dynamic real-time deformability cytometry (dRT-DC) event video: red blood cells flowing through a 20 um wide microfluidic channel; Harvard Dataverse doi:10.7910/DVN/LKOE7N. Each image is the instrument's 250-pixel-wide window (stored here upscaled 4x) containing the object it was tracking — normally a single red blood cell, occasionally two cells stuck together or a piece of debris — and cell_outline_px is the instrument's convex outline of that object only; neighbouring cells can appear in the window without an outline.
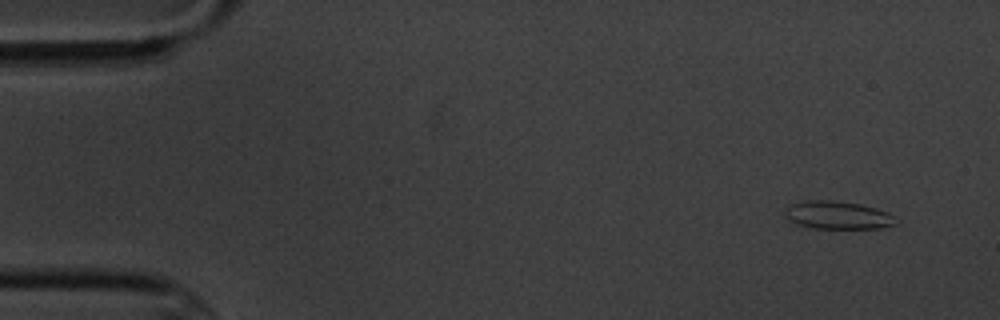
{"species": "common noctule bat (a hibernating species)", "species_latin": "Nyctalus noctula", "temperature_condition": "cold", "stored_images_in_passage": 7, "camera_frame_rate_fps": 3000, "um_per_image_px": 0.085, "animal": {"sex": "male", "body_mass_g": 20.1, "forearm_length_mm": 53.5}, "frame": {"image": 1, "passage_image": 1, "time_ms": 0.0, "image_size_px": [1000, 320], "cell_outline_px": [[900, 220], [896, 224], [880, 228], [812, 228], [796, 224], [788, 220], [784, 212], [788, 204], [808, 200], [832, 200], [860, 204], [876, 208], [888, 212]], "centroid_in_image_um": [71.21, 18.28], "position_along_channel_um": 13.8, "area_um2": 18.26}}
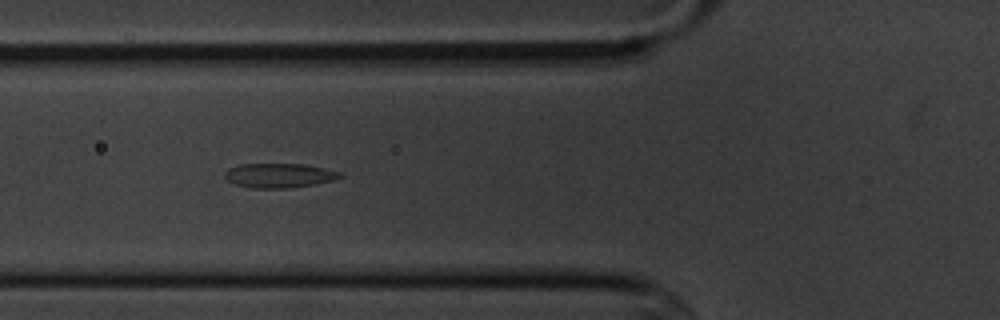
{"frame": {"image": 2, "passage_image": 6, "time_ms": 5.667, "image_size_px": [1000, 320], "cell_outline_px": [[344, 176], [336, 180], [288, 188], [252, 188], [236, 184], [228, 180], [224, 176], [224, 172], [228, 168], [240, 164], [304, 164], [340, 172]], "centroid_in_image_um": [23.72, 14.91], "position_along_channel_um": 102.1, "area_um2": 16.3}}
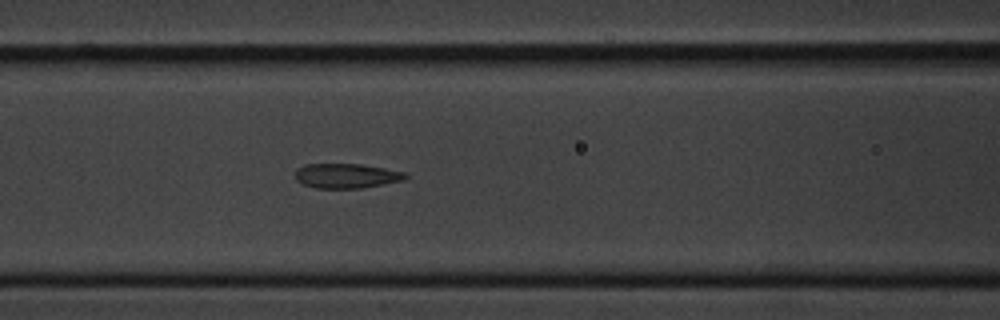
{"frame": {"image": 3, "passage_image": 7, "time_ms": 6.667, "image_size_px": [1000, 320], "cell_outline_px": [[408, 176], [404, 180], [364, 188], [316, 188], [304, 184], [296, 180], [296, 168], [304, 164], [360, 164], [384, 168], [404, 172]], "centroid_in_image_um": [29.44, 14.94], "position_along_channel_um": 137.2, "area_um2": 15.84}}